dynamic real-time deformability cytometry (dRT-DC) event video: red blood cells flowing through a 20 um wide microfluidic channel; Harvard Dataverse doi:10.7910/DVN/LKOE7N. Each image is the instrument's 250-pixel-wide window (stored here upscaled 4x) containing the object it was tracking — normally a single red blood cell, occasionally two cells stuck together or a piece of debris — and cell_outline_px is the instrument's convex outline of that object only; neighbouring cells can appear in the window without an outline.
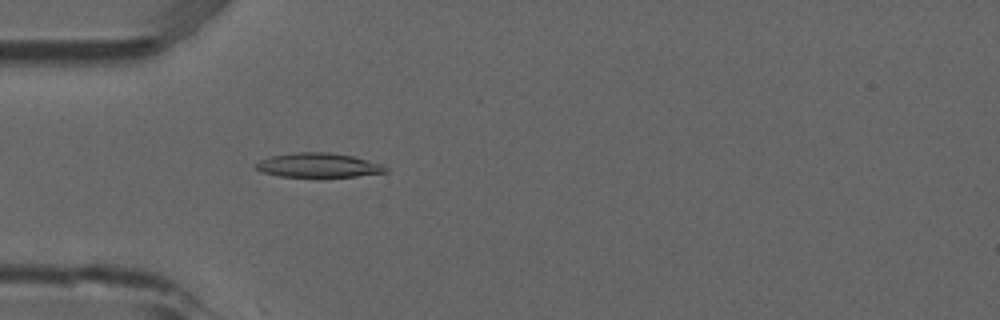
{"species": "common noctule bat (a hibernating species)", "species_latin": "Nyctalus noctula", "temperature_condition": "room temperature", "stored_images_in_passage": 3, "camera_frame_rate_fps": 3000, "um_per_image_px": 0.085, "animal": {"sex": "male", "forearm_length_mm": 52.5}, "frame": {"image": 1, "passage_image": 3, "time_ms": 0.667, "image_size_px": [1000, 320], "cell_outline_px": [[388, 172], [356, 176], [320, 180], [280, 176], [264, 172], [256, 168], [256, 164], [260, 160], [272, 156], [296, 152], [328, 152], [352, 156], [368, 160], [380, 164], [388, 168]], "centroid_in_image_um": [27.09, 14.09], "position_along_channel_um": 57.9, "area_um2": 19.07}}